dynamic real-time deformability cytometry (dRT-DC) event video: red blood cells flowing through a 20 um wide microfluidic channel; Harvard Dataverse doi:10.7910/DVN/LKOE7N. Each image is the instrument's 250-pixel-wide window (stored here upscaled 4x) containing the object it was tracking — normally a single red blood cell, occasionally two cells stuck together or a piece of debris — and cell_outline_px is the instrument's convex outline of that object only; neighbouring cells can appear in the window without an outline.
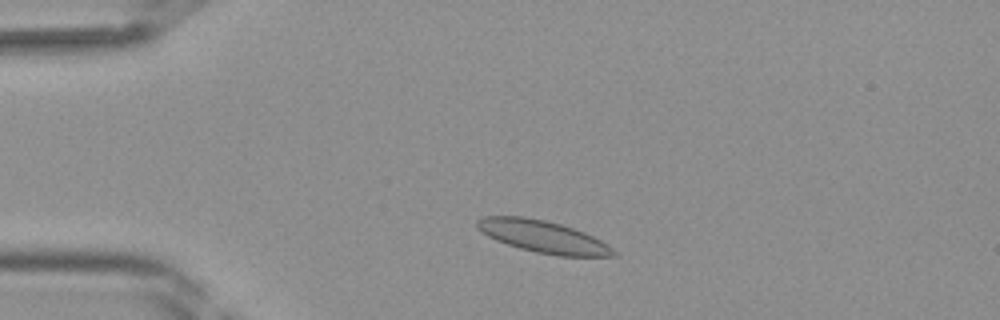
{"species": "Egyptian fruit bat (a non-hibernating species)", "species_latin": "Rousettus aegyptiacus", "temperature_condition": "room temperature", "stored_images_in_passage": 36, "camera_frame_rate_fps": 3000, "um_per_image_px": 0.085, "frame": {"image": 1, "passage_image": 4, "time_ms": 1.0, "image_size_px": [1000, 320], "cell_outline_px": [[616, 256], [560, 256], [536, 252], [520, 248], [496, 240], [488, 236], [476, 228], [476, 220], [484, 216], [524, 216], [544, 220], [560, 224], [584, 232], [608, 244], [616, 252]], "centroid_in_image_um": [46.13, 20.11], "position_along_channel_um": 38.9, "area_um2": 25.37}}
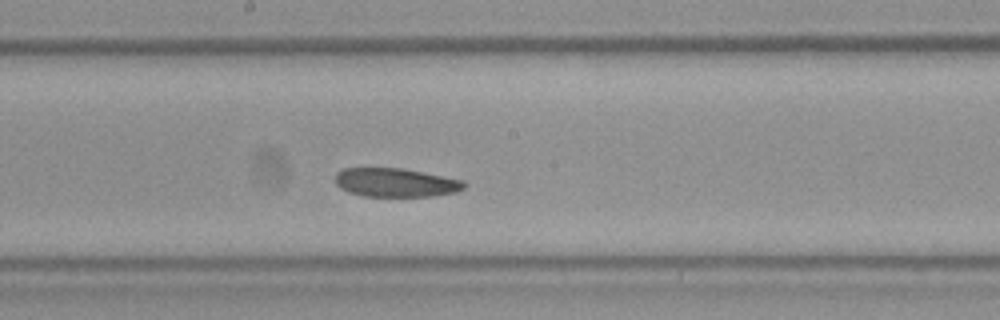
{"frame": {"image": 2, "passage_image": 17, "time_ms": 5.333, "image_size_px": [1000, 320], "cell_outline_px": [[468, 184], [464, 188], [456, 192], [432, 196], [364, 196], [348, 192], [340, 188], [336, 184], [336, 172], [344, 168], [404, 168], [464, 180]], "centroid_in_image_um": [33.65, 15.51], "position_along_channel_um": 214.5, "area_um2": 21.73}}
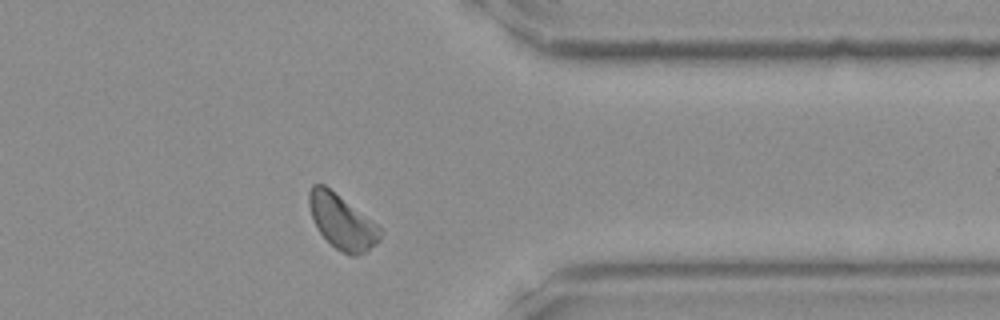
{"frame": {"image": 3, "passage_image": 28, "time_ms": 9.0, "image_size_px": [1000, 320], "cell_outline_px": [[380, 240], [376, 244], [364, 252], [356, 256], [348, 256], [336, 248], [320, 232], [312, 216], [308, 204], [308, 192], [312, 184], [324, 184], [376, 224], [380, 228]], "centroid_in_image_um": [29.04, 18.85], "position_along_channel_um": 382.4, "area_um2": 22.02}}